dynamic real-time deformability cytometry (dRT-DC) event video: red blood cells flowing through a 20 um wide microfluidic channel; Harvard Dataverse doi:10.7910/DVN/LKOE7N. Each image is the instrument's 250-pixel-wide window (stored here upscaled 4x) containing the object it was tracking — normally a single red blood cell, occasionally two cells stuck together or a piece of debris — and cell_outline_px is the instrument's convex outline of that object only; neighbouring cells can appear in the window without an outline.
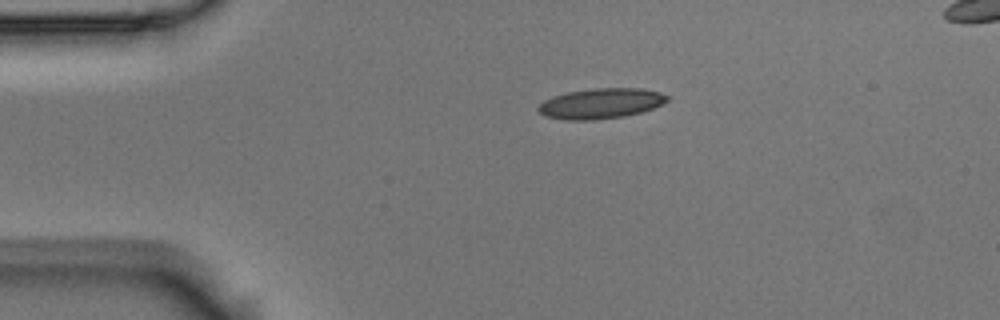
{"species": "Egyptian fruit bat (a non-hibernating species)", "species_latin": "Rousettus aegyptiacus", "temperature_condition": "room temperature", "stored_images_in_passage": 3, "segment_of_instrument_passage": [1, 2], "camera_frame_rate_fps": 3000, "um_per_image_px": 0.085, "animal": {"sex": "male"}, "frame": {"image": 1, "passage_image": 1, "time_ms": 0.0, "image_size_px": [1000, 320], "cell_outline_px": [[672, 96], [668, 100], [652, 108], [640, 112], [624, 116], [592, 120], [564, 120], [544, 116], [536, 108], [544, 100], [552, 96], [568, 92], [592, 88], [640, 88], [660, 92]], "centroid_in_image_um": [51.05, 8.79], "position_along_channel_um": 33.9, "area_um2": 22.83}}